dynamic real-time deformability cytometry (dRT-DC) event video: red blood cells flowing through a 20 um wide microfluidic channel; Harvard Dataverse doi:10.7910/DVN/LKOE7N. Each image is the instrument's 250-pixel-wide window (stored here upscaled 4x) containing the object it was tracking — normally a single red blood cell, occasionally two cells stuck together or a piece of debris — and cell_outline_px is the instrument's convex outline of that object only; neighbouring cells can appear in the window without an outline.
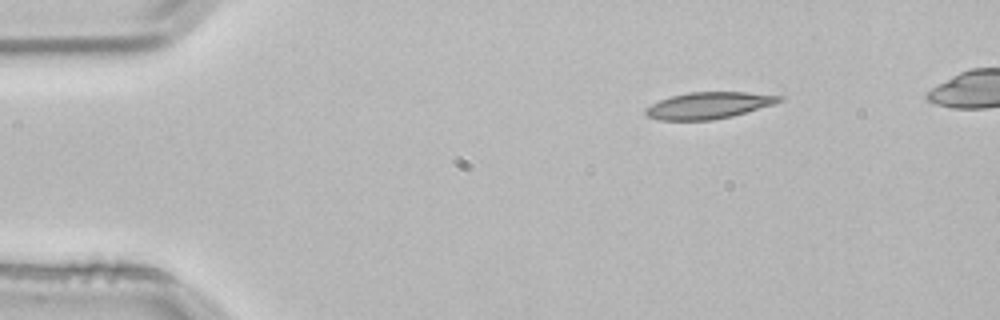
{"species": "common noctule bat (a hibernating species)", "species_latin": "Nyctalus noctula", "temperature_condition": "room temperature", "stored_images_in_passage": 3, "camera_frame_rate_fps": 3000, "um_per_image_px": 0.085, "animal": {"sex": "male", "body_mass_g": 21.5, "forearm_length_mm": 52.0}, "frame": {"image": 1, "passage_image": 1, "time_ms": 0.0, "image_size_px": [1000, 320], "cell_outline_px": [[784, 100], [772, 104], [732, 116], [712, 120], [660, 120], [648, 116], [644, 112], [652, 104], [660, 100], [672, 96], [688, 92], [748, 92], [784, 96]], "centroid_in_image_um": [60.26, 8.95], "position_along_channel_um": 24.7, "area_um2": 20.46}}